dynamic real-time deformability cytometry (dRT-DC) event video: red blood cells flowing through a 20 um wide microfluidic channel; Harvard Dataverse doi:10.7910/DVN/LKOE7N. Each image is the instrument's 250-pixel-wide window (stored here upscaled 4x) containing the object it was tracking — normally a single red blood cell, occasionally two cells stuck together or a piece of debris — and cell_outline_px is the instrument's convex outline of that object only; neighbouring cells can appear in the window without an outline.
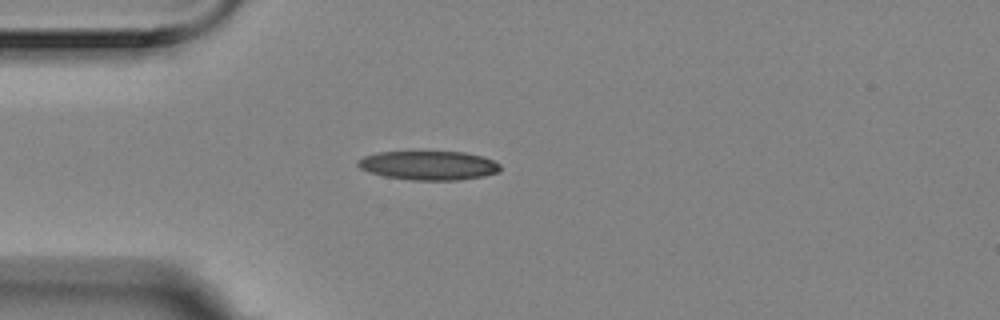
{"species": "Egyptian fruit bat (a non-hibernating species)", "species_latin": "Rousettus aegyptiacus", "temperature_condition": "room temperature", "stored_images_in_passage": 2, "camera_frame_rate_fps": 3000, "um_per_image_px": 0.085, "animal": {"sex": "female"}, "frame": {"image": 1, "passage_image": 2, "time_ms": 0.333, "image_size_px": [1000, 320], "cell_outline_px": [[500, 172], [484, 176], [460, 180], [412, 180], [384, 176], [368, 172], [360, 168], [356, 164], [356, 160], [364, 156], [376, 152], [464, 152], [484, 156], [500, 164]], "centroid_in_image_um": [36.43, 14.06], "position_along_channel_um": 48.6, "area_um2": 24.28}}